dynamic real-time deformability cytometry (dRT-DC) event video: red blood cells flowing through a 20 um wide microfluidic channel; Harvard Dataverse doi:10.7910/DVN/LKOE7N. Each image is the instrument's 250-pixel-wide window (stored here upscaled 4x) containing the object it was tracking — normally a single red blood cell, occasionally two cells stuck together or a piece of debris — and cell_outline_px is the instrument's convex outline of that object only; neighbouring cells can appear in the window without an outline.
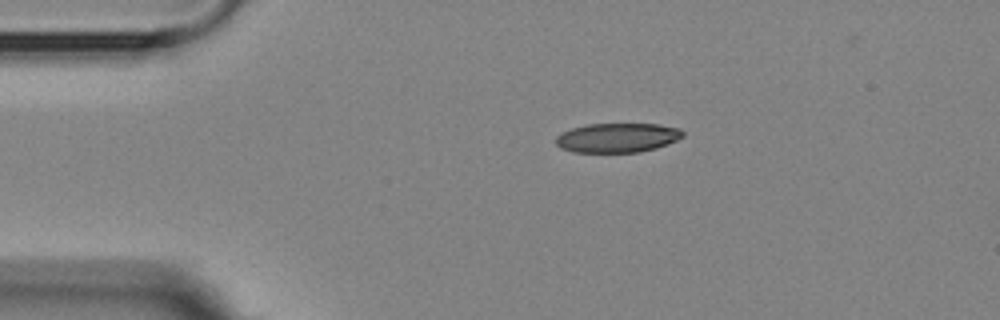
{"species": "Egyptian fruit bat (a non-hibernating species)", "species_latin": "Rousettus aegyptiacus", "temperature_condition": "room temperature", "stored_images_in_passage": 4, "camera_frame_rate_fps": 3000, "um_per_image_px": 0.085, "animal": {"sex": "female"}, "frame": {"image": 1, "passage_image": 1, "time_ms": 0.0, "image_size_px": [1000, 320], "cell_outline_px": [[684, 136], [668, 144], [656, 148], [640, 152], [572, 152], [560, 148], [556, 144], [556, 136], [572, 128], [588, 124], [660, 124], [680, 128], [684, 132]], "centroid_in_image_um": [52.5, 11.71], "position_along_channel_um": 32.5, "area_um2": 21.79}}
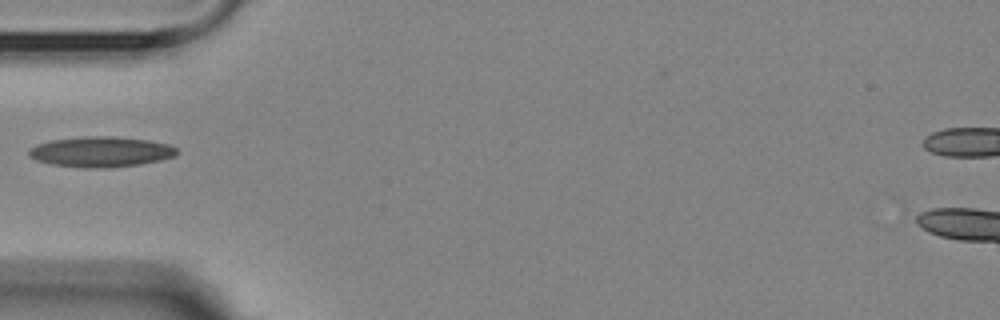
{"frame": {"image": 2, "passage_image": 3, "time_ms": 2.333, "image_size_px": [1000, 320], "cell_outline_px": [[176, 156], [160, 160], [140, 164], [104, 168], [84, 168], [52, 164], [36, 160], [28, 152], [36, 144], [52, 140], [80, 136], [112, 136], [148, 140], [168, 144], [176, 148]], "centroid_in_image_um": [8.58, 12.9], "position_along_channel_um": 76.4, "area_um2": 26.07}}
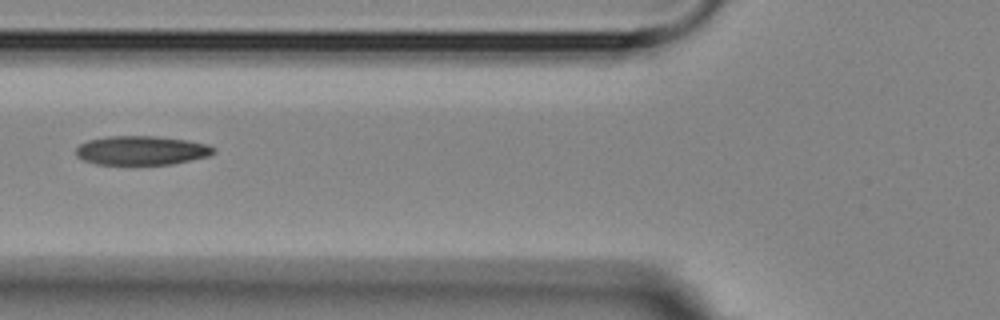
{"frame": {"image": 3, "passage_image": 4, "time_ms": 3.333, "image_size_px": [1000, 320], "cell_outline_px": [[216, 152], [208, 156], [172, 164], [96, 164], [84, 160], [76, 156], [76, 148], [80, 144], [88, 140], [108, 136], [156, 136], [188, 140], [208, 144], [216, 148]], "centroid_in_image_um": [12.05, 12.78], "position_along_channel_um": 113.8, "area_um2": 23.35}}